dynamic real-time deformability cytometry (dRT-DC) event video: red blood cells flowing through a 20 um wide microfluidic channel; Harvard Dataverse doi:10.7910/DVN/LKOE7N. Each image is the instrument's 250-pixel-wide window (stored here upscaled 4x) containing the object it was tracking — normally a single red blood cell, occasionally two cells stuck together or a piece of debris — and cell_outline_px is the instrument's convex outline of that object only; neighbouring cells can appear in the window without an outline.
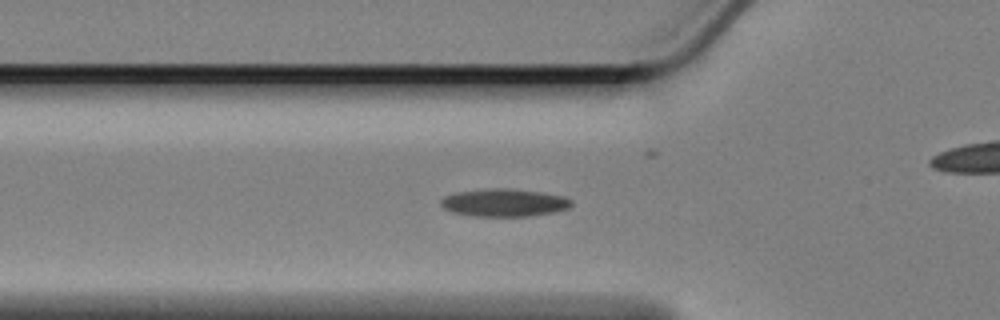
{"species": "Egyptian fruit bat (a non-hibernating species)", "species_latin": "Rousettus aegyptiacus", "temperature_condition": "cold", "stored_images_in_passage": 29, "camera_frame_rate_fps": 3000, "um_per_image_px": 0.085, "animal": {"sex": "female"}, "frame": {"image": 1, "passage_image": 2, "time_ms": 0.333, "image_size_px": [1000, 320], "cell_outline_px": [[572, 204], [568, 208], [552, 212], [528, 216], [476, 216], [452, 212], [444, 208], [440, 204], [440, 200], [444, 196], [456, 192], [488, 188], [508, 188], [540, 192], [564, 196], [572, 200]], "centroid_in_image_um": [42.83, 17.22], "position_along_channel_um": 83.0, "area_um2": 21.04}}
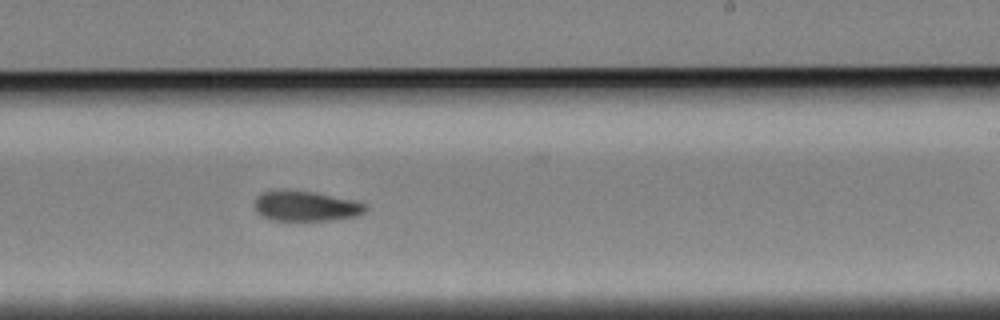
{"frame": {"image": 2, "passage_image": 18, "time_ms": 5.667, "image_size_px": [1000, 320], "cell_outline_px": [[368, 208], [364, 212], [356, 216], [332, 220], [268, 220], [256, 212], [256, 196], [264, 192], [312, 192], [352, 200], [364, 204]], "centroid_in_image_um": [26.01, 17.56], "position_along_channel_um": 263.0, "area_um2": 18.79}}
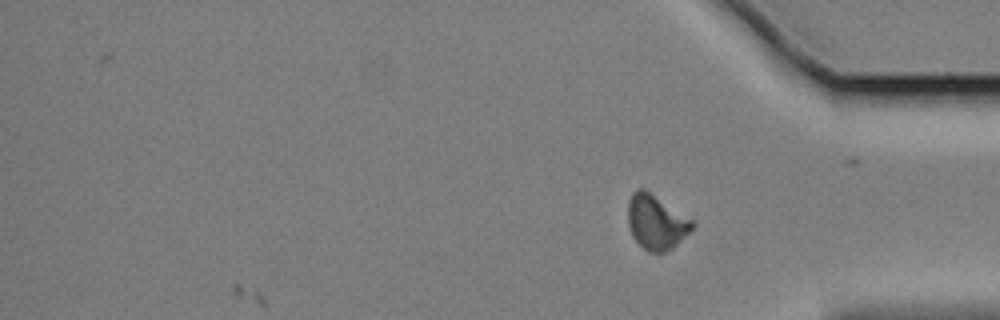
{"frame": {"image": 3, "passage_image": 29, "time_ms": 9.333, "image_size_px": [1000, 320], "cell_outline_px": [[696, 224], [672, 248], [664, 252], [648, 252], [632, 236], [628, 224], [628, 200], [632, 192], [636, 188], [644, 188], [692, 220]], "centroid_in_image_um": [55.73, 18.86], "position_along_channel_um": 379.5, "area_um2": 20.17}}